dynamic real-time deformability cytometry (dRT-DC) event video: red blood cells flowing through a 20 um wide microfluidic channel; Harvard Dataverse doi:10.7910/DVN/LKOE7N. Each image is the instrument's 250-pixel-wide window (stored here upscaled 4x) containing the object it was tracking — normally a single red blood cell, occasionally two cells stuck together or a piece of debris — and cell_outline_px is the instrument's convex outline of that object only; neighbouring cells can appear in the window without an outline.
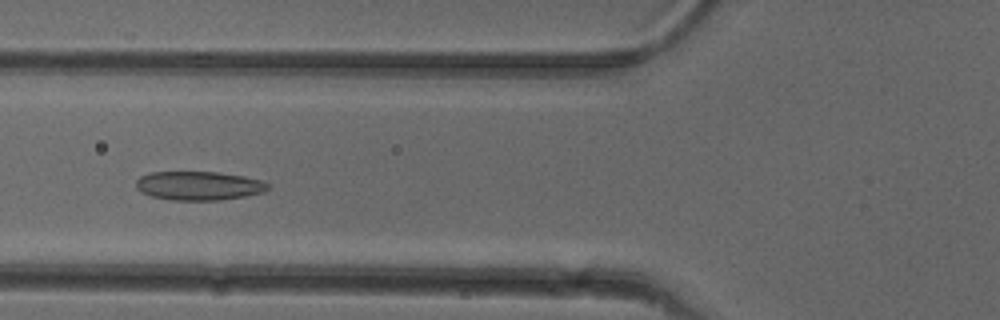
{"species": "common noctule bat (a hibernating species)", "species_latin": "Nyctalus noctula", "temperature_condition": "cold", "stored_images_in_passage": 47, "camera_frame_rate_fps": 3000, "um_per_image_px": 0.085, "animal": {"sex": "female"}, "frame": {"image": 1, "passage_image": 15, "time_ms": 4.667, "image_size_px": [1000, 320], "cell_outline_px": [[268, 188], [264, 192], [244, 196], [220, 200], [172, 200], [152, 196], [140, 192], [136, 188], [136, 180], [140, 176], [152, 172], [220, 172], [244, 176], [260, 180], [268, 184]], "centroid_in_image_um": [16.87, 15.78], "position_along_channel_um": 108.9, "area_um2": 22.14}}
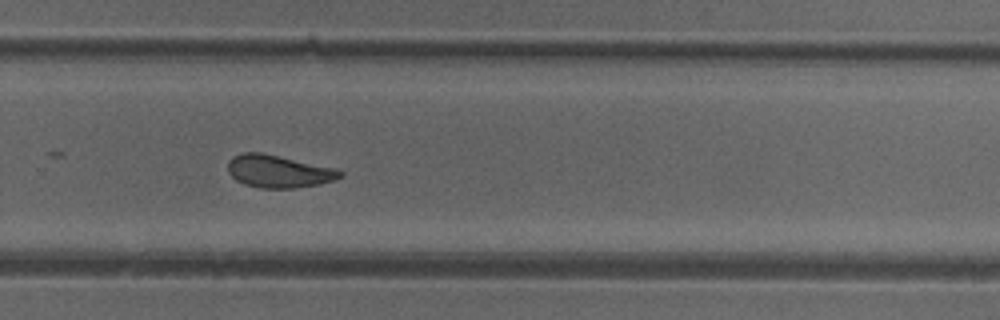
{"frame": {"image": 2, "passage_image": 30, "time_ms": 9.667, "image_size_px": [1000, 320], "cell_outline_px": [[344, 176], [332, 180], [316, 184], [296, 188], [260, 188], [244, 184], [236, 180], [228, 172], [228, 160], [232, 156], [240, 152], [260, 152], [336, 168], [344, 172]], "centroid_in_image_um": [23.65, 14.55], "position_along_channel_um": 306.2, "area_um2": 21.33}}
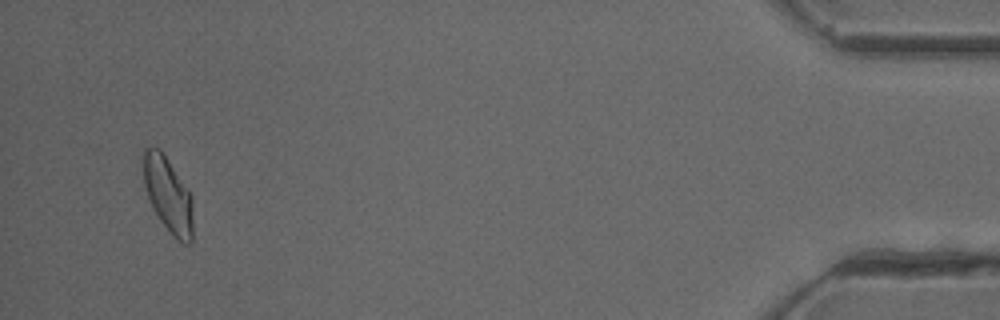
{"frame": {"image": 3, "passage_image": 45, "time_ms": 14.667, "image_size_px": [1000, 320], "cell_outline_px": [[192, 244], [184, 244], [176, 240], [168, 232], [152, 208], [144, 184], [144, 148], [160, 148], [188, 188], [192, 196]], "centroid_in_image_um": [14.31, 16.6], "position_along_channel_um": 420.9, "area_um2": 21.85}, "authors_computed_cell_mechanics": {"area_um2": 21.8484, "velocity_mm_per_s": 3.9371, "shape_relaxation_time_tau1_ms": null, "shape_relaxation_time_tau2_ms": 2.3004, "deformation_change_tau1": null, "deformation_change_tau2": 0.0843}}